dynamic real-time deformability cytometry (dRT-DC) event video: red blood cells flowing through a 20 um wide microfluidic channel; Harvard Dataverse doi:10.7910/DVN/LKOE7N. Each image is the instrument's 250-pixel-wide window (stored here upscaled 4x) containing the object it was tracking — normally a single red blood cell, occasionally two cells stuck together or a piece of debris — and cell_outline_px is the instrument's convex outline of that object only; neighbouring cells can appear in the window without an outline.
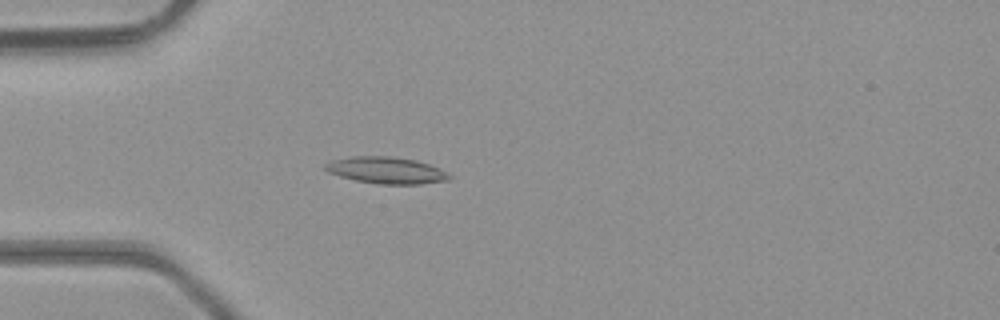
{"species": "common noctule bat (a hibernating species)", "species_latin": "Nyctalus noctula", "temperature_condition": "room temperature", "stored_images_in_passage": 35, "camera_frame_rate_fps": 3000, "um_per_image_px": 0.085, "animal": {"sex": "male", "body_mass_g": 23.1, "forearm_length_mm": 52.7}, "frame": {"image": 1, "passage_image": 2, "time_ms": 0.333, "image_size_px": [1000, 320], "cell_outline_px": [[452, 176], [448, 180], [420, 184], [376, 184], [356, 180], [340, 176], [328, 172], [324, 168], [324, 164], [332, 160], [352, 156], [392, 156], [416, 160], [440, 168], [448, 172]], "centroid_in_image_um": [32.84, 14.47], "position_along_channel_um": 52.2, "area_um2": 19.36}}
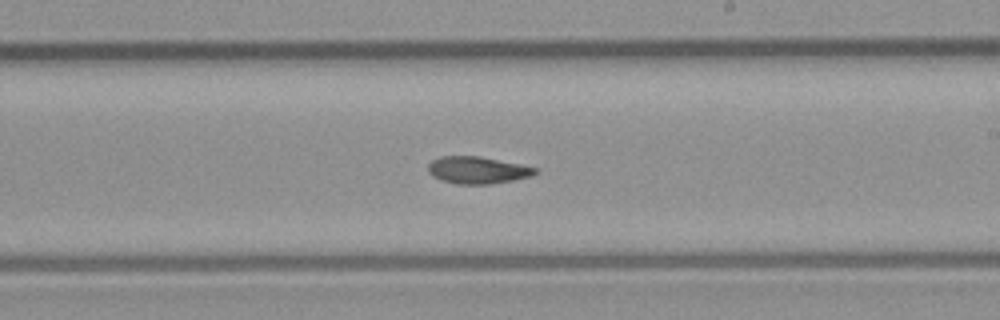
{"frame": {"image": 2, "passage_image": 16, "time_ms": 5.0, "image_size_px": [1000, 320], "cell_outline_px": [[536, 172], [532, 176], [492, 184], [456, 184], [432, 176], [428, 172], [428, 164], [432, 160], [440, 156], [480, 156], [520, 164], [536, 168]], "centroid_in_image_um": [40.56, 14.45], "position_along_channel_um": 248.4, "area_um2": 16.82}}
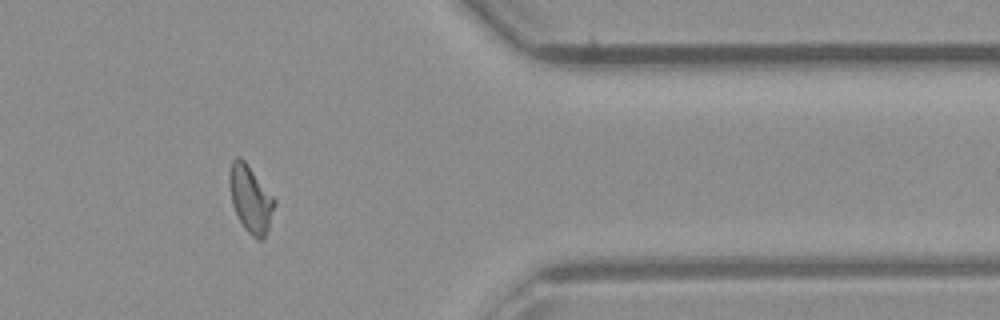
{"frame": {"image": 3, "passage_image": 27, "time_ms": 8.667, "image_size_px": [1000, 320], "cell_outline_px": [[276, 204], [268, 228], [264, 236], [260, 240], [252, 236], [244, 228], [232, 204], [228, 180], [228, 172], [232, 160], [236, 156], [240, 156], [244, 160], [276, 200]], "centroid_in_image_um": [21.28, 16.87], "position_along_channel_um": 390.1, "area_um2": 17.46}, "authors_computed_cell_mechanics": {"area_um2": 17.1666, "velocity_mm_per_s": 4.415, "shape_relaxation_time_tau1_ms": 10.0378, "shape_relaxation_time_tau2_ms": 4.083, "deformation_change_tau1": 0.2237, "deformation_change_tau2": 0.102}}